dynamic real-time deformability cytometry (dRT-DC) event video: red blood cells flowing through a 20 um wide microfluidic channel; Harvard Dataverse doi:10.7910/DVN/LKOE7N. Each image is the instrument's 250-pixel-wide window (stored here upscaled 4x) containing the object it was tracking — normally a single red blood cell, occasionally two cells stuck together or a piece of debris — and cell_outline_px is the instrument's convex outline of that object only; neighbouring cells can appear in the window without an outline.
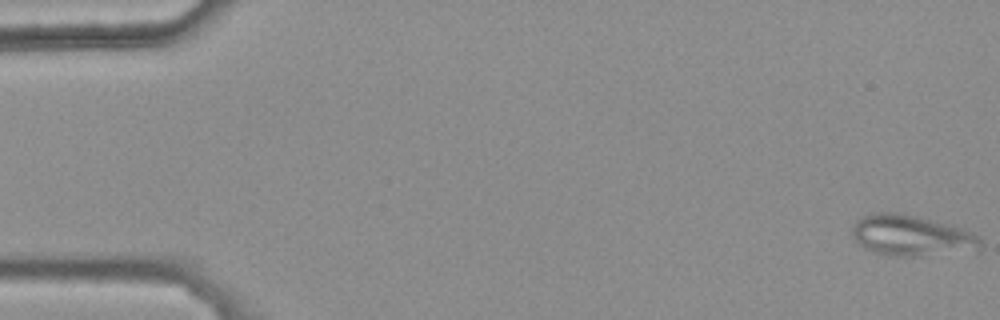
{"species": "common noctule bat (a hibernating species)", "species_latin": "Nyctalus noctula", "temperature_condition": "warm", "stored_images_in_passage": 3, "camera_frame_rate_fps": 3000, "um_per_image_px": 0.085, "animal": {"sex": "female", "body_mass_g": 25.1}, "frame": {"image": 1, "passage_image": 1, "time_ms": 0.0, "image_size_px": [1000, 320], "cell_outline_px": [[984, 244], [980, 252], [920, 256], [892, 256], [876, 252], [864, 248], [856, 240], [852, 232], [852, 224], [856, 220], [872, 212], [896, 212], [916, 216], [948, 224], [972, 232], [980, 236]], "centroid_in_image_um": [77.57, 20.05], "position_along_channel_um": 7.4, "area_um2": 31.1}}